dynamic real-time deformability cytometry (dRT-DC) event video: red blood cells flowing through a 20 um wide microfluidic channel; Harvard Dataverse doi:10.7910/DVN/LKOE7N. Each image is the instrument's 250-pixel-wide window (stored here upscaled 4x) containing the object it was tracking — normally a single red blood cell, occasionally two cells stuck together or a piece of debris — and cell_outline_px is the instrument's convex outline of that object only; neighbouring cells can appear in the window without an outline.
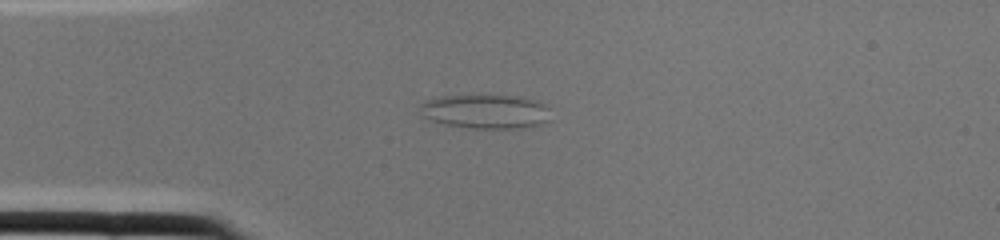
{"species": "common noctule bat (a hibernating species)", "species_latin": "Nyctalus noctula", "temperature_condition": "cold", "stored_images_in_passage": 2, "camera_frame_rate_fps": 3000, "um_per_image_px": 0.085, "animal": {"sex": "female", "body_mass_g": 22.0, "forearm_length_mm": 56.7}, "frame": {"image": 1, "passage_image": 2, "time_ms": 0.333, "image_size_px": [1000, 240], "cell_outline_px": [[552, 120], [540, 124], [524, 128], [468, 128], [444, 124], [432, 120], [424, 116], [420, 104], [424, 100], [440, 96], [516, 96], [536, 100], [544, 104], [548, 108]], "centroid_in_image_um": [41.32, 9.48], "position_along_channel_um": 43.7, "area_um2": 25.95}}